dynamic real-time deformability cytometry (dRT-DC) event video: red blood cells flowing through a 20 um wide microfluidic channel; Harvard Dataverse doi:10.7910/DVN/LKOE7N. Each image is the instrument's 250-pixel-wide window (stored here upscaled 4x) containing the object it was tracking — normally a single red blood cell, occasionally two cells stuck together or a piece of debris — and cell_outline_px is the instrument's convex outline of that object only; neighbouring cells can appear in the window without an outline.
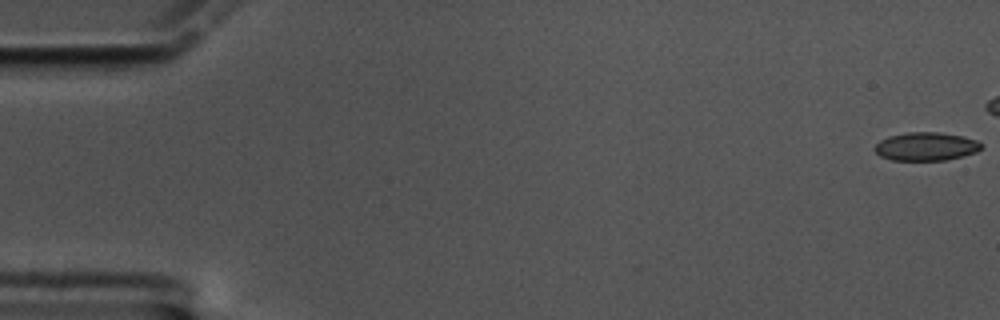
{"species": "common noctule bat (a hibernating species)", "species_latin": "Nyctalus noctula", "temperature_condition": "cold", "stored_images_in_passage": 49, "camera_frame_rate_fps": 3000, "um_per_image_px": 0.085, "animal": {"sex": "male", "body_mass_g": 17.5, "forearm_length_mm": 52.3}, "frame": {"image": 1, "passage_image": 1, "time_ms": 0.0, "image_size_px": [1000, 320], "cell_outline_px": [[984, 144], [976, 152], [964, 156], [944, 160], [892, 160], [880, 156], [876, 152], [876, 144], [880, 140], [888, 136], [908, 132], [940, 132], [964, 136], [976, 140]], "centroid_in_image_um": [78.74, 12.44], "position_along_channel_um": 6.3, "area_um2": 17.63}}
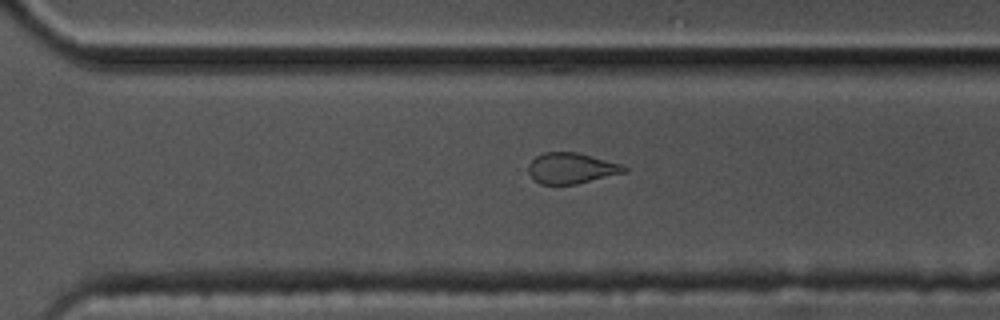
{"frame": {"image": 2, "passage_image": 42, "time_ms": 13.667, "image_size_px": [1000, 320], "cell_outline_px": [[628, 172], [576, 184], [540, 184], [528, 172], [528, 164], [536, 156], [544, 152], [576, 152], [624, 164], [628, 168]], "centroid_in_image_um": [48.61, 14.29], "position_along_channel_um": 322.0, "area_um2": 17.28}}
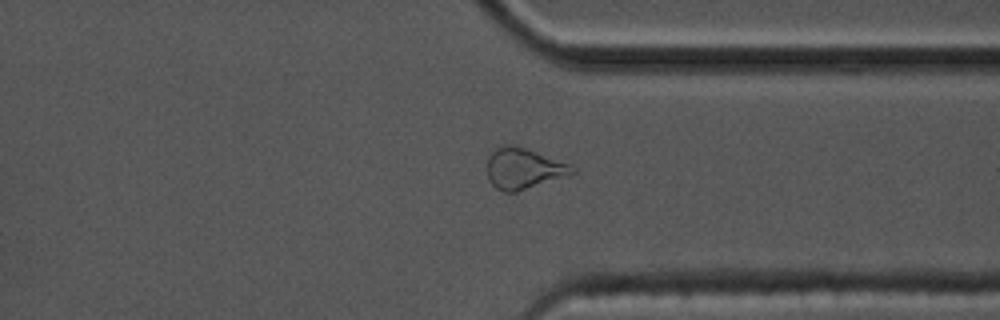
{"frame": {"image": 3, "passage_image": 46, "time_ms": 15.0, "image_size_px": [1000, 320], "cell_outline_px": [[576, 172], [516, 192], [504, 192], [496, 188], [488, 180], [488, 156], [496, 148], [504, 144], [512, 144], [528, 148], [572, 164], [576, 168]], "centroid_in_image_um": [44.51, 14.3], "position_along_channel_um": 366.9, "area_um2": 20.35}}